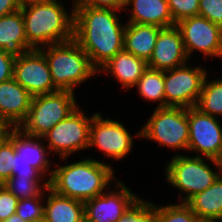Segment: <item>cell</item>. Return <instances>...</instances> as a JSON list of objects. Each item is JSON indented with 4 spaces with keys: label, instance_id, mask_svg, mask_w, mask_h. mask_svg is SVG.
I'll return each instance as SVG.
<instances>
[{
    "label": "cell",
    "instance_id": "1",
    "mask_svg": "<svg viewBox=\"0 0 222 222\" xmlns=\"http://www.w3.org/2000/svg\"><path fill=\"white\" fill-rule=\"evenodd\" d=\"M120 10L74 5V40L98 71L123 50L126 23Z\"/></svg>",
    "mask_w": 222,
    "mask_h": 222
},
{
    "label": "cell",
    "instance_id": "2",
    "mask_svg": "<svg viewBox=\"0 0 222 222\" xmlns=\"http://www.w3.org/2000/svg\"><path fill=\"white\" fill-rule=\"evenodd\" d=\"M53 168L49 188L55 193L86 202L101 195L117 181L114 167L96 158L85 157L80 161L66 162Z\"/></svg>",
    "mask_w": 222,
    "mask_h": 222
},
{
    "label": "cell",
    "instance_id": "3",
    "mask_svg": "<svg viewBox=\"0 0 222 222\" xmlns=\"http://www.w3.org/2000/svg\"><path fill=\"white\" fill-rule=\"evenodd\" d=\"M20 11L27 42L33 49L74 39V0L70 13L63 2L22 4Z\"/></svg>",
    "mask_w": 222,
    "mask_h": 222
},
{
    "label": "cell",
    "instance_id": "4",
    "mask_svg": "<svg viewBox=\"0 0 222 222\" xmlns=\"http://www.w3.org/2000/svg\"><path fill=\"white\" fill-rule=\"evenodd\" d=\"M47 60L51 78L58 90L75 91L87 80L98 75L89 56L73 39L68 42L51 44L40 48Z\"/></svg>",
    "mask_w": 222,
    "mask_h": 222
},
{
    "label": "cell",
    "instance_id": "5",
    "mask_svg": "<svg viewBox=\"0 0 222 222\" xmlns=\"http://www.w3.org/2000/svg\"><path fill=\"white\" fill-rule=\"evenodd\" d=\"M212 166L216 169H212ZM221 174L222 164L218 160L181 153L174 154L169 162L167 161L164 172L167 183L179 190L180 203H186L195 194L203 192Z\"/></svg>",
    "mask_w": 222,
    "mask_h": 222
},
{
    "label": "cell",
    "instance_id": "6",
    "mask_svg": "<svg viewBox=\"0 0 222 222\" xmlns=\"http://www.w3.org/2000/svg\"><path fill=\"white\" fill-rule=\"evenodd\" d=\"M78 107L75 92L68 90L33 96L27 118L19 128L25 134L42 137Z\"/></svg>",
    "mask_w": 222,
    "mask_h": 222
},
{
    "label": "cell",
    "instance_id": "7",
    "mask_svg": "<svg viewBox=\"0 0 222 222\" xmlns=\"http://www.w3.org/2000/svg\"><path fill=\"white\" fill-rule=\"evenodd\" d=\"M154 109L152 115L141 128V138L157 142L159 147L174 151H187L189 123L187 108L161 107Z\"/></svg>",
    "mask_w": 222,
    "mask_h": 222
},
{
    "label": "cell",
    "instance_id": "8",
    "mask_svg": "<svg viewBox=\"0 0 222 222\" xmlns=\"http://www.w3.org/2000/svg\"><path fill=\"white\" fill-rule=\"evenodd\" d=\"M86 115L80 106L67 118L57 123L42 136L51 154L59 158H69L80 150L89 147L90 124L93 117Z\"/></svg>",
    "mask_w": 222,
    "mask_h": 222
},
{
    "label": "cell",
    "instance_id": "9",
    "mask_svg": "<svg viewBox=\"0 0 222 222\" xmlns=\"http://www.w3.org/2000/svg\"><path fill=\"white\" fill-rule=\"evenodd\" d=\"M136 132L132 136L122 122L102 117V113L98 111L90 124L88 149L97 147L107 159L120 161L131 154L134 137L141 139V129Z\"/></svg>",
    "mask_w": 222,
    "mask_h": 222
},
{
    "label": "cell",
    "instance_id": "10",
    "mask_svg": "<svg viewBox=\"0 0 222 222\" xmlns=\"http://www.w3.org/2000/svg\"><path fill=\"white\" fill-rule=\"evenodd\" d=\"M191 63L164 71L166 107H195L209 70ZM190 66V67H189Z\"/></svg>",
    "mask_w": 222,
    "mask_h": 222
},
{
    "label": "cell",
    "instance_id": "11",
    "mask_svg": "<svg viewBox=\"0 0 222 222\" xmlns=\"http://www.w3.org/2000/svg\"><path fill=\"white\" fill-rule=\"evenodd\" d=\"M176 26L179 28L186 54L191 60L194 52H200L211 59H222V28L200 15L185 18ZM207 56V58H206Z\"/></svg>",
    "mask_w": 222,
    "mask_h": 222
},
{
    "label": "cell",
    "instance_id": "12",
    "mask_svg": "<svg viewBox=\"0 0 222 222\" xmlns=\"http://www.w3.org/2000/svg\"><path fill=\"white\" fill-rule=\"evenodd\" d=\"M189 123L188 152L219 160L222 152V123L219 118L204 114L195 107L187 108Z\"/></svg>",
    "mask_w": 222,
    "mask_h": 222
},
{
    "label": "cell",
    "instance_id": "13",
    "mask_svg": "<svg viewBox=\"0 0 222 222\" xmlns=\"http://www.w3.org/2000/svg\"><path fill=\"white\" fill-rule=\"evenodd\" d=\"M13 78L32 96L58 91L52 82L45 55L40 49L16 54Z\"/></svg>",
    "mask_w": 222,
    "mask_h": 222
},
{
    "label": "cell",
    "instance_id": "14",
    "mask_svg": "<svg viewBox=\"0 0 222 222\" xmlns=\"http://www.w3.org/2000/svg\"><path fill=\"white\" fill-rule=\"evenodd\" d=\"M113 186V190L109 187V192L84 202V216L88 222H117L139 197L122 180L118 179Z\"/></svg>",
    "mask_w": 222,
    "mask_h": 222
},
{
    "label": "cell",
    "instance_id": "15",
    "mask_svg": "<svg viewBox=\"0 0 222 222\" xmlns=\"http://www.w3.org/2000/svg\"><path fill=\"white\" fill-rule=\"evenodd\" d=\"M190 62L179 28H162L158 34L148 67L160 71L171 70Z\"/></svg>",
    "mask_w": 222,
    "mask_h": 222
},
{
    "label": "cell",
    "instance_id": "16",
    "mask_svg": "<svg viewBox=\"0 0 222 222\" xmlns=\"http://www.w3.org/2000/svg\"><path fill=\"white\" fill-rule=\"evenodd\" d=\"M8 139L14 144L19 160L30 163L50 180L53 173L50 151L42 137L25 134L20 128H12Z\"/></svg>",
    "mask_w": 222,
    "mask_h": 222
},
{
    "label": "cell",
    "instance_id": "17",
    "mask_svg": "<svg viewBox=\"0 0 222 222\" xmlns=\"http://www.w3.org/2000/svg\"><path fill=\"white\" fill-rule=\"evenodd\" d=\"M32 97L14 78L0 83V115L11 127L19 128L27 118Z\"/></svg>",
    "mask_w": 222,
    "mask_h": 222
},
{
    "label": "cell",
    "instance_id": "18",
    "mask_svg": "<svg viewBox=\"0 0 222 222\" xmlns=\"http://www.w3.org/2000/svg\"><path fill=\"white\" fill-rule=\"evenodd\" d=\"M147 68L148 64L145 60L123 49L103 65L98 70V74L109 73L118 84H121V88L127 91L134 88Z\"/></svg>",
    "mask_w": 222,
    "mask_h": 222
},
{
    "label": "cell",
    "instance_id": "19",
    "mask_svg": "<svg viewBox=\"0 0 222 222\" xmlns=\"http://www.w3.org/2000/svg\"><path fill=\"white\" fill-rule=\"evenodd\" d=\"M127 9L130 17L126 21L129 23L152 24L162 28L176 25L167 0H127Z\"/></svg>",
    "mask_w": 222,
    "mask_h": 222
},
{
    "label": "cell",
    "instance_id": "20",
    "mask_svg": "<svg viewBox=\"0 0 222 222\" xmlns=\"http://www.w3.org/2000/svg\"><path fill=\"white\" fill-rule=\"evenodd\" d=\"M161 29L152 24L126 22L123 49L148 62Z\"/></svg>",
    "mask_w": 222,
    "mask_h": 222
},
{
    "label": "cell",
    "instance_id": "21",
    "mask_svg": "<svg viewBox=\"0 0 222 222\" xmlns=\"http://www.w3.org/2000/svg\"><path fill=\"white\" fill-rule=\"evenodd\" d=\"M45 198L44 219L47 222H82L85 219L84 202L61 196L49 187L45 189Z\"/></svg>",
    "mask_w": 222,
    "mask_h": 222
},
{
    "label": "cell",
    "instance_id": "22",
    "mask_svg": "<svg viewBox=\"0 0 222 222\" xmlns=\"http://www.w3.org/2000/svg\"><path fill=\"white\" fill-rule=\"evenodd\" d=\"M32 49L27 42L21 11L0 17V50L19 54Z\"/></svg>",
    "mask_w": 222,
    "mask_h": 222
},
{
    "label": "cell",
    "instance_id": "23",
    "mask_svg": "<svg viewBox=\"0 0 222 222\" xmlns=\"http://www.w3.org/2000/svg\"><path fill=\"white\" fill-rule=\"evenodd\" d=\"M186 204L199 219H222V174L203 192L195 194Z\"/></svg>",
    "mask_w": 222,
    "mask_h": 222
},
{
    "label": "cell",
    "instance_id": "24",
    "mask_svg": "<svg viewBox=\"0 0 222 222\" xmlns=\"http://www.w3.org/2000/svg\"><path fill=\"white\" fill-rule=\"evenodd\" d=\"M141 99L157 103V108L166 107L164 93V71L147 68L134 88ZM155 101V102H154Z\"/></svg>",
    "mask_w": 222,
    "mask_h": 222
},
{
    "label": "cell",
    "instance_id": "25",
    "mask_svg": "<svg viewBox=\"0 0 222 222\" xmlns=\"http://www.w3.org/2000/svg\"><path fill=\"white\" fill-rule=\"evenodd\" d=\"M207 74L202 91L195 105L200 112L214 117H222V77L208 80Z\"/></svg>",
    "mask_w": 222,
    "mask_h": 222
},
{
    "label": "cell",
    "instance_id": "26",
    "mask_svg": "<svg viewBox=\"0 0 222 222\" xmlns=\"http://www.w3.org/2000/svg\"><path fill=\"white\" fill-rule=\"evenodd\" d=\"M19 200L39 196L49 187V180L34 177H10L3 184Z\"/></svg>",
    "mask_w": 222,
    "mask_h": 222
},
{
    "label": "cell",
    "instance_id": "27",
    "mask_svg": "<svg viewBox=\"0 0 222 222\" xmlns=\"http://www.w3.org/2000/svg\"><path fill=\"white\" fill-rule=\"evenodd\" d=\"M156 222H198L199 218L186 203L155 204Z\"/></svg>",
    "mask_w": 222,
    "mask_h": 222
},
{
    "label": "cell",
    "instance_id": "28",
    "mask_svg": "<svg viewBox=\"0 0 222 222\" xmlns=\"http://www.w3.org/2000/svg\"><path fill=\"white\" fill-rule=\"evenodd\" d=\"M117 222H156L155 203L138 197Z\"/></svg>",
    "mask_w": 222,
    "mask_h": 222
},
{
    "label": "cell",
    "instance_id": "29",
    "mask_svg": "<svg viewBox=\"0 0 222 222\" xmlns=\"http://www.w3.org/2000/svg\"><path fill=\"white\" fill-rule=\"evenodd\" d=\"M45 190L37 197L19 200L16 213L25 221L33 222L44 218Z\"/></svg>",
    "mask_w": 222,
    "mask_h": 222
},
{
    "label": "cell",
    "instance_id": "30",
    "mask_svg": "<svg viewBox=\"0 0 222 222\" xmlns=\"http://www.w3.org/2000/svg\"><path fill=\"white\" fill-rule=\"evenodd\" d=\"M174 23L199 15V0H167Z\"/></svg>",
    "mask_w": 222,
    "mask_h": 222
},
{
    "label": "cell",
    "instance_id": "31",
    "mask_svg": "<svg viewBox=\"0 0 222 222\" xmlns=\"http://www.w3.org/2000/svg\"><path fill=\"white\" fill-rule=\"evenodd\" d=\"M15 147L7 139L0 147V184H4L10 177L14 163Z\"/></svg>",
    "mask_w": 222,
    "mask_h": 222
},
{
    "label": "cell",
    "instance_id": "32",
    "mask_svg": "<svg viewBox=\"0 0 222 222\" xmlns=\"http://www.w3.org/2000/svg\"><path fill=\"white\" fill-rule=\"evenodd\" d=\"M199 15L222 28V0H199Z\"/></svg>",
    "mask_w": 222,
    "mask_h": 222
},
{
    "label": "cell",
    "instance_id": "33",
    "mask_svg": "<svg viewBox=\"0 0 222 222\" xmlns=\"http://www.w3.org/2000/svg\"><path fill=\"white\" fill-rule=\"evenodd\" d=\"M18 201L19 199L3 184L0 185V219L2 221L16 213Z\"/></svg>",
    "mask_w": 222,
    "mask_h": 222
},
{
    "label": "cell",
    "instance_id": "34",
    "mask_svg": "<svg viewBox=\"0 0 222 222\" xmlns=\"http://www.w3.org/2000/svg\"><path fill=\"white\" fill-rule=\"evenodd\" d=\"M11 177H34L35 179H46V177L30 163L19 160V154L15 152Z\"/></svg>",
    "mask_w": 222,
    "mask_h": 222
},
{
    "label": "cell",
    "instance_id": "35",
    "mask_svg": "<svg viewBox=\"0 0 222 222\" xmlns=\"http://www.w3.org/2000/svg\"><path fill=\"white\" fill-rule=\"evenodd\" d=\"M16 54L0 50V83L13 78Z\"/></svg>",
    "mask_w": 222,
    "mask_h": 222
},
{
    "label": "cell",
    "instance_id": "36",
    "mask_svg": "<svg viewBox=\"0 0 222 222\" xmlns=\"http://www.w3.org/2000/svg\"><path fill=\"white\" fill-rule=\"evenodd\" d=\"M74 5H88L94 8H111L124 11L127 0H74Z\"/></svg>",
    "mask_w": 222,
    "mask_h": 222
},
{
    "label": "cell",
    "instance_id": "37",
    "mask_svg": "<svg viewBox=\"0 0 222 222\" xmlns=\"http://www.w3.org/2000/svg\"><path fill=\"white\" fill-rule=\"evenodd\" d=\"M21 5L20 0H0V17L20 10Z\"/></svg>",
    "mask_w": 222,
    "mask_h": 222
},
{
    "label": "cell",
    "instance_id": "38",
    "mask_svg": "<svg viewBox=\"0 0 222 222\" xmlns=\"http://www.w3.org/2000/svg\"><path fill=\"white\" fill-rule=\"evenodd\" d=\"M12 128L0 115V133H10Z\"/></svg>",
    "mask_w": 222,
    "mask_h": 222
},
{
    "label": "cell",
    "instance_id": "39",
    "mask_svg": "<svg viewBox=\"0 0 222 222\" xmlns=\"http://www.w3.org/2000/svg\"><path fill=\"white\" fill-rule=\"evenodd\" d=\"M4 222H27V221L22 219L17 213H14L8 219H6Z\"/></svg>",
    "mask_w": 222,
    "mask_h": 222
},
{
    "label": "cell",
    "instance_id": "40",
    "mask_svg": "<svg viewBox=\"0 0 222 222\" xmlns=\"http://www.w3.org/2000/svg\"><path fill=\"white\" fill-rule=\"evenodd\" d=\"M21 4L42 3V2H61L60 0H20Z\"/></svg>",
    "mask_w": 222,
    "mask_h": 222
},
{
    "label": "cell",
    "instance_id": "41",
    "mask_svg": "<svg viewBox=\"0 0 222 222\" xmlns=\"http://www.w3.org/2000/svg\"><path fill=\"white\" fill-rule=\"evenodd\" d=\"M9 133H0V147L8 139Z\"/></svg>",
    "mask_w": 222,
    "mask_h": 222
},
{
    "label": "cell",
    "instance_id": "42",
    "mask_svg": "<svg viewBox=\"0 0 222 222\" xmlns=\"http://www.w3.org/2000/svg\"><path fill=\"white\" fill-rule=\"evenodd\" d=\"M198 222H221L220 220H207V219H199Z\"/></svg>",
    "mask_w": 222,
    "mask_h": 222
},
{
    "label": "cell",
    "instance_id": "43",
    "mask_svg": "<svg viewBox=\"0 0 222 222\" xmlns=\"http://www.w3.org/2000/svg\"><path fill=\"white\" fill-rule=\"evenodd\" d=\"M33 222H47L44 218Z\"/></svg>",
    "mask_w": 222,
    "mask_h": 222
},
{
    "label": "cell",
    "instance_id": "44",
    "mask_svg": "<svg viewBox=\"0 0 222 222\" xmlns=\"http://www.w3.org/2000/svg\"><path fill=\"white\" fill-rule=\"evenodd\" d=\"M218 161L222 164V152H221V155H220V159Z\"/></svg>",
    "mask_w": 222,
    "mask_h": 222
}]
</instances>
